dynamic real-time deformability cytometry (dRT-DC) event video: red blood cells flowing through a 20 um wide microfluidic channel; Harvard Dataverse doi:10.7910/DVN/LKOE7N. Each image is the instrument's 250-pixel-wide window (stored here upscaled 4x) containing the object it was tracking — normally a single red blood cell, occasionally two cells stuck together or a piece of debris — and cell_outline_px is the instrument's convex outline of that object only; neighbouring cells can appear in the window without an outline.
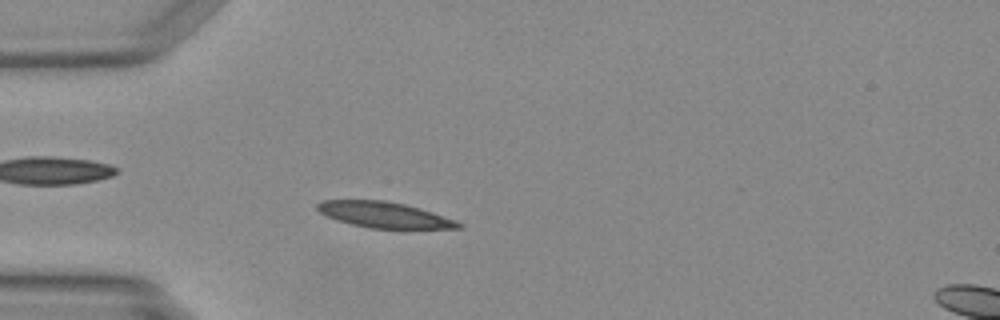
{"species": "Egyptian fruit bat (a non-hibernating species)", "species_latin": "Rousettus aegyptiacus", "temperature_condition": "warm", "stored_images_in_passage": 48, "camera_frame_rate_fps": 3000, "um_per_image_px": 0.085, "animal": {"sex": "female"}, "frame": {"image": 1, "passage_image": 13, "time_ms": 4.0, "image_size_px": [1000, 320], "cell_outline_px": [[464, 224], [460, 228], [372, 228], [352, 224], [336, 220], [320, 212], [316, 208], [316, 204], [320, 200], [384, 200], [404, 204], [420, 208], [456, 220]], "centroid_in_image_um": [32.64, 18.25], "position_along_channel_um": 52.4, "area_um2": 21.04}}
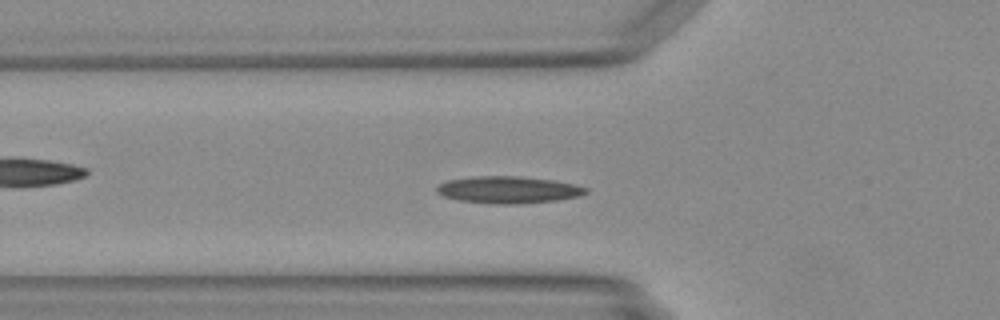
{"frame": {"image": 2, "passage_image": 16, "time_ms": 5.0, "image_size_px": [1000, 320], "cell_outline_px": [[588, 192], [580, 196], [556, 200], [520, 204], [492, 204], [456, 200], [444, 196], [436, 192], [436, 188], [440, 184], [448, 180], [476, 176], [520, 176], [552, 180], [576, 184], [588, 188]], "centroid_in_image_um": [43.22, 16.14], "position_along_channel_um": 82.6, "area_um2": 23.58}}
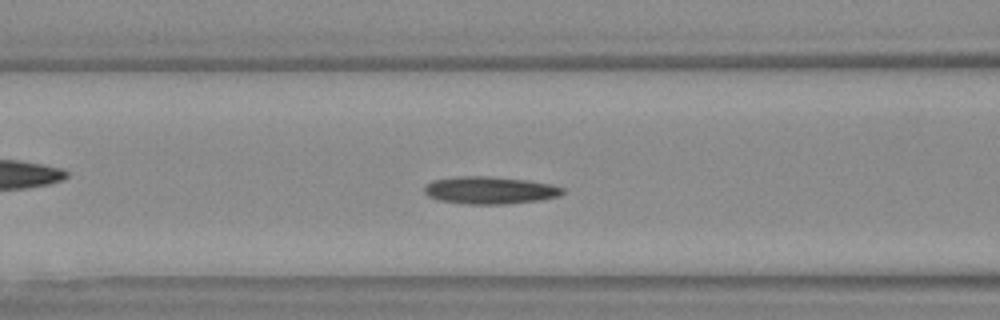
{"frame": {"image": 3, "passage_image": 19, "time_ms": 6.0, "image_size_px": [1000, 320], "cell_outline_px": [[564, 192], [560, 196], [540, 200], [504, 204], [464, 204], [436, 200], [428, 196], [424, 192], [424, 184], [432, 180], [460, 176], [488, 176], [524, 180], [552, 184], [564, 188]], "centroid_in_image_um": [41.6, 16.17], "position_along_channel_um": 125.0, "area_um2": 22.25}}